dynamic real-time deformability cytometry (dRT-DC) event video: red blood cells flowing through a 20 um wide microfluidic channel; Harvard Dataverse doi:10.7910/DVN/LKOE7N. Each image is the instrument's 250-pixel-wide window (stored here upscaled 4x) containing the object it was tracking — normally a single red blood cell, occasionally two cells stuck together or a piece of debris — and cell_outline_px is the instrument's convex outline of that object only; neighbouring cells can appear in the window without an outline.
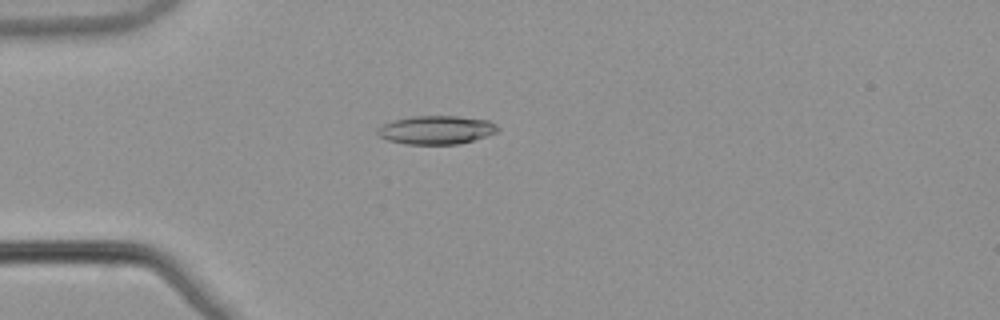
{"species": "common noctule bat (a hibernating species)", "species_latin": "Nyctalus noctula", "temperature_condition": "warm", "stored_images_in_passage": 13, "camera_frame_rate_fps": 3000, "um_per_image_px": 0.085, "animal": {"sex": "male", "body_mass_g": 21.5, "forearm_length_mm": 52.0}, "frame": {"image": 1, "passage_image": 5, "time_ms": 1.333, "image_size_px": [1000, 320], "cell_outline_px": [[500, 128], [496, 132], [460, 144], [408, 144], [388, 140], [380, 136], [376, 132], [376, 128], [392, 120], [412, 116], [456, 116], [488, 120], [496, 124]], "centroid_in_image_um": [37.06, 11.03], "position_along_channel_um": 47.9, "area_um2": 19.88}}
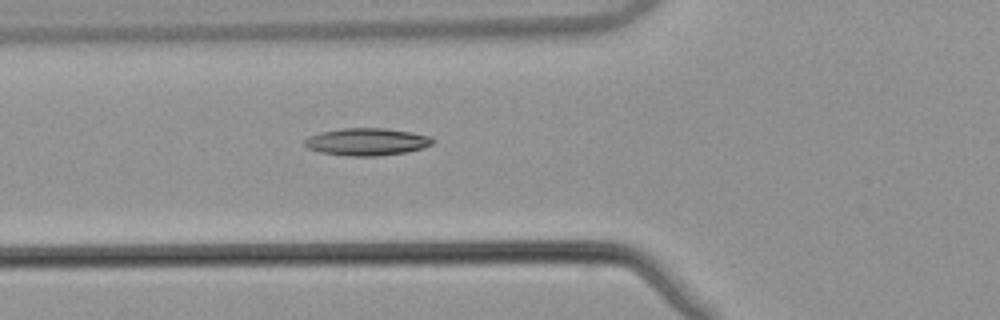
{"frame": {"image": 2, "passage_image": 10, "time_ms": 3.0, "image_size_px": [1000, 320], "cell_outline_px": [[436, 140], [432, 144], [420, 148], [404, 152], [376, 156], [348, 156], [320, 152], [308, 148], [304, 144], [304, 140], [308, 136], [320, 132], [340, 128], [384, 128], [408, 132], [428, 136]], "centroid_in_image_um": [31.12, 12.05], "position_along_channel_um": 94.7, "area_um2": 20.23}}
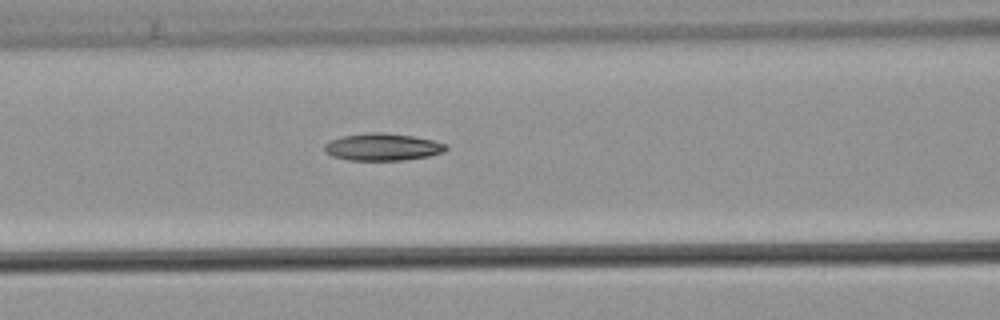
{"frame": {"image": 3, "passage_image": 13, "time_ms": 4.0, "image_size_px": [1000, 320], "cell_outline_px": [[448, 148], [444, 152], [428, 156], [404, 160], [348, 160], [332, 156], [324, 152], [324, 144], [328, 140], [344, 136], [368, 132], [380, 132], [412, 136], [432, 140], [448, 144]], "centroid_in_image_um": [32.5, 12.49], "position_along_channel_um": 134.1, "area_um2": 19.36}}